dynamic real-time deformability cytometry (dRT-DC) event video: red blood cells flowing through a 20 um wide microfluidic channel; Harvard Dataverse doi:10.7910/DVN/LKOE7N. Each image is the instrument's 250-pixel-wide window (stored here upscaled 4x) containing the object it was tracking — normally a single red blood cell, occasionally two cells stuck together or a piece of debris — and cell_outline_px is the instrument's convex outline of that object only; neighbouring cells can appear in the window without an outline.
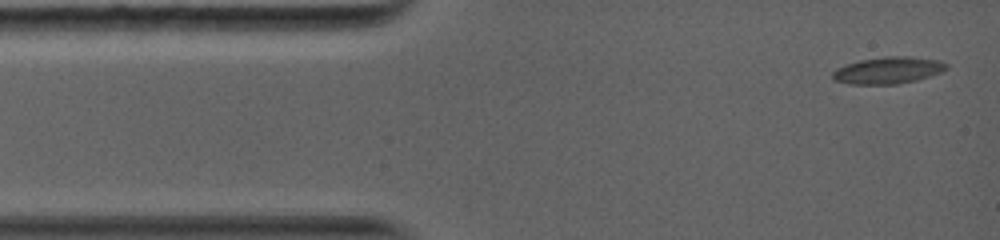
{"species": "common noctule bat (a hibernating species)", "species_latin": "Nyctalus noctula", "temperature_condition": "warm", "stored_images_in_passage": 7, "camera_frame_rate_fps": 5000, "um_per_image_px": 0.085, "animal": {"sex": "female", "body_mass_g": 19.0, "forearm_length_mm": 56.7}, "frame": {"image": 1, "passage_image": 1, "time_ms": 0.0, "image_size_px": [1000, 240], "cell_outline_px": [[948, 68], [940, 72], [916, 80], [896, 84], [848, 84], [832, 80], [832, 72], [836, 68], [860, 60], [884, 56], [912, 56], [940, 60], [948, 64]], "centroid_in_image_um": [75.48, 5.97], "position_along_channel_um": 9.5, "area_um2": 17.86}}
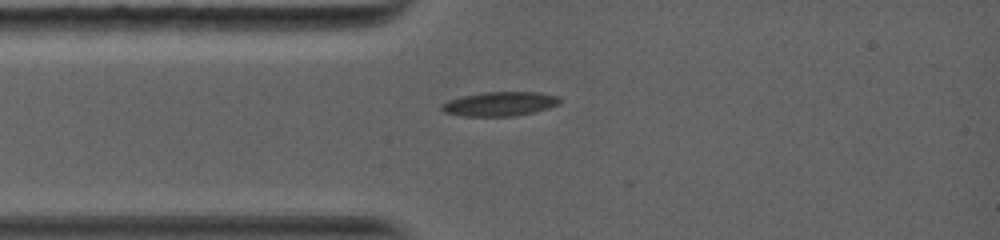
{"frame": {"image": 2, "passage_image": 5, "time_ms": 2.4, "image_size_px": [1000, 240], "cell_outline_px": [[560, 104], [548, 108], [532, 112], [512, 116], [460, 116], [444, 112], [440, 108], [440, 104], [448, 100], [460, 96], [484, 92], [536, 92], [560, 96]], "centroid_in_image_um": [42.44, 8.82], "position_along_channel_um": 42.6, "area_um2": 16.76}}
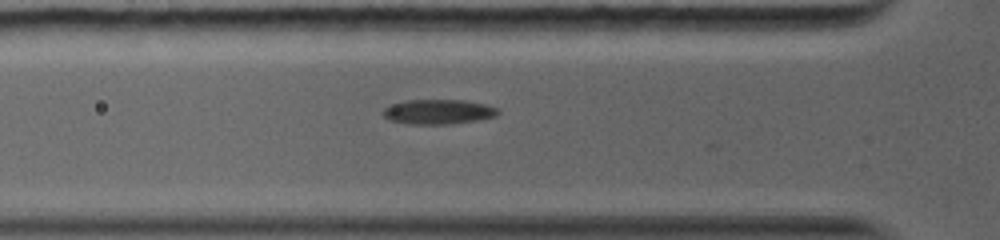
{"frame": {"image": 3, "passage_image": 7, "time_ms": 3.6, "image_size_px": [1000, 240], "cell_outline_px": [[500, 112], [496, 116], [476, 120], [452, 124], [408, 124], [388, 120], [380, 112], [384, 108], [392, 104], [408, 100], [464, 100], [484, 104], [496, 108]], "centroid_in_image_um": [37.21, 9.51], "position_along_channel_um": 88.6, "area_um2": 16.59}}